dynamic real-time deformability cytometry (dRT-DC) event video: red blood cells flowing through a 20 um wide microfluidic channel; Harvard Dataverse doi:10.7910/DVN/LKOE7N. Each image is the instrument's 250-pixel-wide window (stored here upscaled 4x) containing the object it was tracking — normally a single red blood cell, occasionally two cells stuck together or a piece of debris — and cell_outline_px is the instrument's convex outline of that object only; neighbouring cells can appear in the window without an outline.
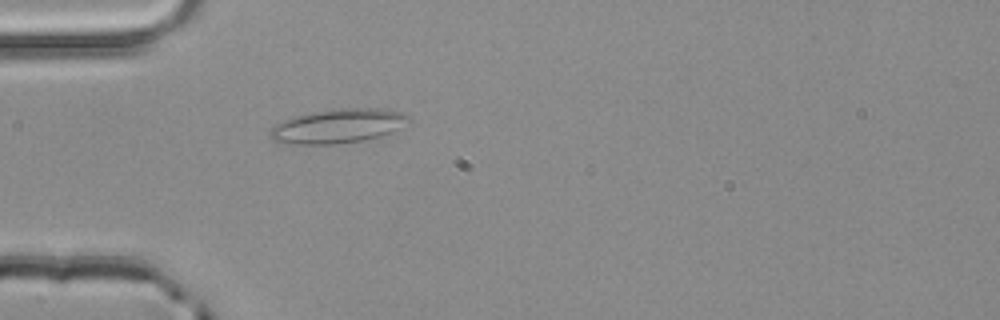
{"species": "common noctule bat (a hibernating species)", "species_latin": "Nyctalus noctula", "temperature_condition": "room temperature", "stored_images_in_passage": 1, "camera_frame_rate_fps": 3000, "um_per_image_px": 0.085, "animal": {"sex": "male", "body_mass_g": 20.4}, "frame": {"image": 1, "passage_image": 1, "time_ms": 0.0, "image_size_px": [1000, 320], "cell_outline_px": [[412, 120], [392, 132], [380, 136], [360, 140], [332, 144], [292, 144], [272, 140], [268, 136], [268, 132], [276, 124], [284, 120], [296, 116], [316, 112], [340, 108], [380, 108], [408, 112]], "centroid_in_image_um": [28.78, 10.7], "position_along_channel_um": 56.2, "area_um2": 27.57}}